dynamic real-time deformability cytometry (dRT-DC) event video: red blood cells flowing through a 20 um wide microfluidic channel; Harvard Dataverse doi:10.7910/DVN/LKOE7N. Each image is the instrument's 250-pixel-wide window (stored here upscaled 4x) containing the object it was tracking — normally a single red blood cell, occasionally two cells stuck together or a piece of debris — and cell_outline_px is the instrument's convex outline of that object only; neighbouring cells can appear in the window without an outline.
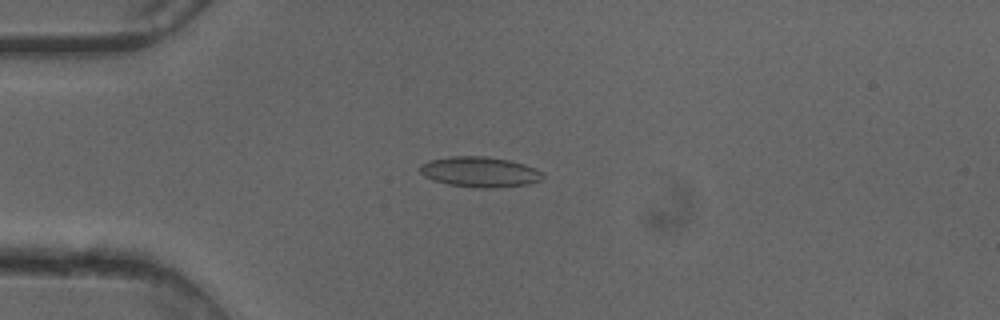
{"species": "common noctule bat (a hibernating species)", "species_latin": "Nyctalus noctula", "temperature_condition": "cold", "stored_images_in_passage": 50, "camera_frame_rate_fps": 3000, "um_per_image_px": 0.085, "animal": {"sex": "female"}, "frame": {"image": 1, "passage_image": 13, "time_ms": 4.0, "image_size_px": [1000, 320], "cell_outline_px": [[544, 176], [540, 180], [528, 184], [492, 188], [476, 188], [448, 184], [432, 180], [424, 176], [420, 172], [420, 164], [428, 160], [448, 156], [484, 156], [508, 160], [524, 164], [544, 172]], "centroid_in_image_um": [40.75, 14.61], "position_along_channel_um": 44.2, "area_um2": 21.85}}
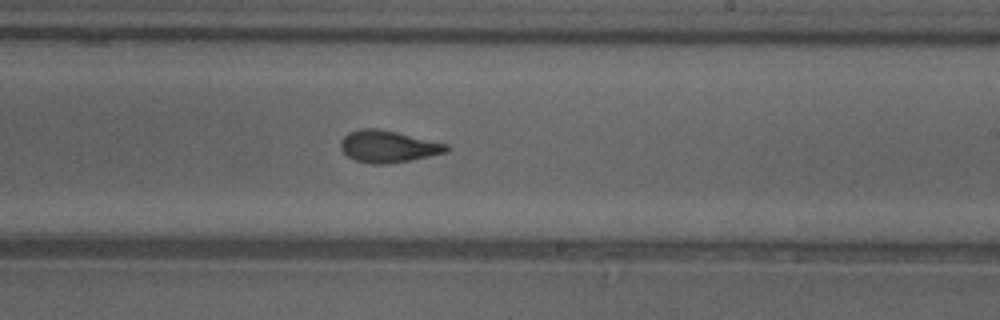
{"frame": {"image": 2, "passage_image": 30, "time_ms": 9.667, "image_size_px": [1000, 320], "cell_outline_px": [[452, 148], [448, 152], [388, 164], [368, 164], [356, 160], [348, 156], [340, 148], [340, 140], [348, 132], [360, 128], [376, 128], [396, 132], [448, 144]], "centroid_in_image_um": [32.98, 12.45], "position_along_channel_um": 256.0, "area_um2": 19.71}}
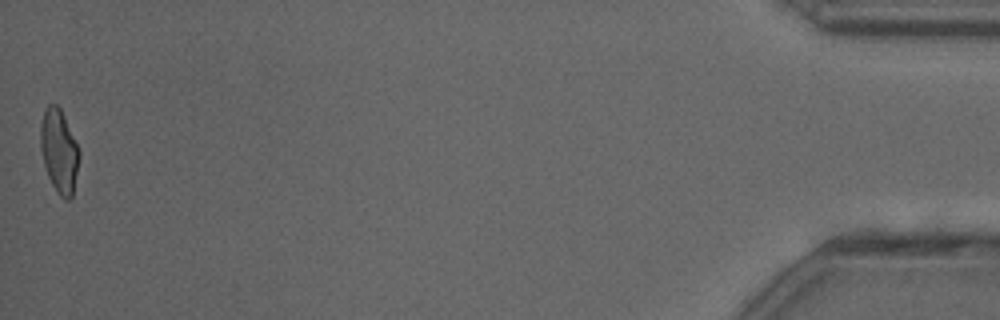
{"frame": {"image": 3, "passage_image": 50, "time_ms": 16.333, "image_size_px": [1000, 320], "cell_outline_px": [[80, 156], [72, 196], [68, 200], [64, 200], [56, 192], [44, 168], [40, 148], [40, 124], [44, 108], [48, 104], [56, 104], [60, 108], [64, 116], [80, 152]], "centroid_in_image_um": [5.0, 12.84], "position_along_channel_um": 430.2, "area_um2": 18.96}, "authors_computed_cell_mechanics": {"area_um2": 19.7387, "velocity_mm_per_s": 4.1045, "shape_relaxation_time_tau1_ms": 6.7098, "shape_relaxation_time_tau2_ms": 1.3117, "deformation_change_tau1": 0.1774, "deformation_change_tau2": 0.0758}}